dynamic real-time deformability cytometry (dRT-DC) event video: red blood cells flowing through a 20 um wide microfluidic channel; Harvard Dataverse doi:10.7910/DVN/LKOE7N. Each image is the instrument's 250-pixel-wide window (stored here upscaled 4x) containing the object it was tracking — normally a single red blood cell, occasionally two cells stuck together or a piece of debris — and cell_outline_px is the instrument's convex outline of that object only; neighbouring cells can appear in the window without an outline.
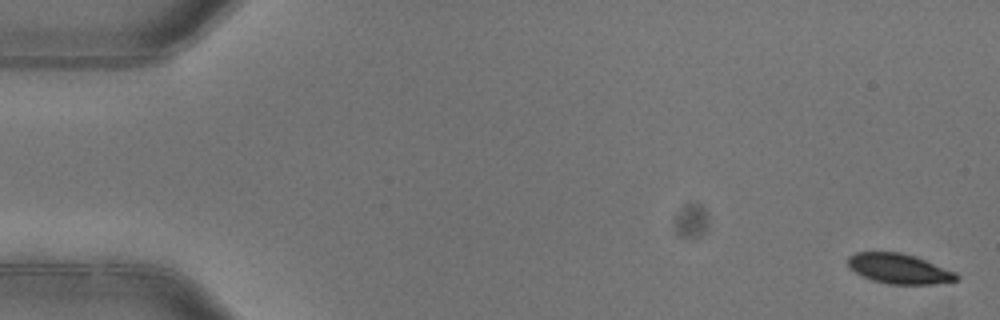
{"species": "common noctule bat (a hibernating species)", "species_latin": "Nyctalus noctula", "temperature_condition": "warm", "stored_images_in_passage": 4, "camera_frame_rate_fps": 3000, "um_per_image_px": 0.085, "animal": {"sex": "female"}, "frame": {"image": 1, "passage_image": 1, "time_ms": 0.0, "image_size_px": [1000, 320], "cell_outline_px": [[960, 280], [936, 284], [888, 284], [872, 280], [848, 268], [848, 256], [856, 252], [900, 252], [916, 256], [956, 272], [960, 276]], "centroid_in_image_um": [76.46, 22.84], "position_along_channel_um": 8.5, "area_um2": 19.13}}
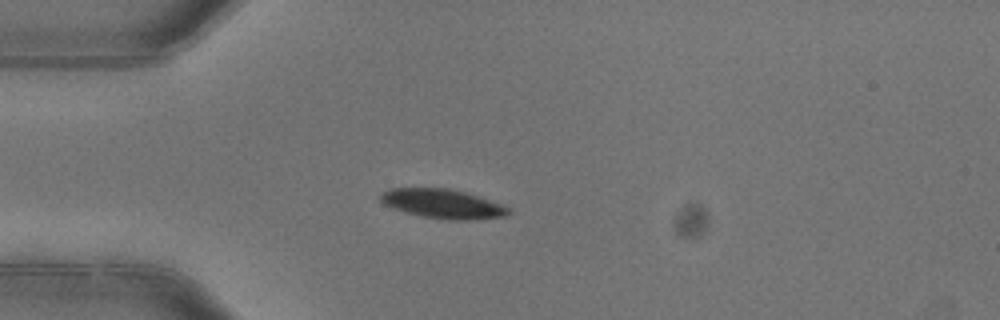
{"frame": {"image": 2, "passage_image": 4, "time_ms": 1.0, "image_size_px": [1000, 320], "cell_outline_px": [[512, 212], [508, 216], [472, 220], [448, 220], [424, 216], [392, 208], [384, 204], [380, 200], [380, 192], [392, 188], [448, 188], [464, 192], [500, 204], [508, 208]], "centroid_in_image_um": [37.62, 17.32], "position_along_channel_um": 47.4, "area_um2": 21.62}}